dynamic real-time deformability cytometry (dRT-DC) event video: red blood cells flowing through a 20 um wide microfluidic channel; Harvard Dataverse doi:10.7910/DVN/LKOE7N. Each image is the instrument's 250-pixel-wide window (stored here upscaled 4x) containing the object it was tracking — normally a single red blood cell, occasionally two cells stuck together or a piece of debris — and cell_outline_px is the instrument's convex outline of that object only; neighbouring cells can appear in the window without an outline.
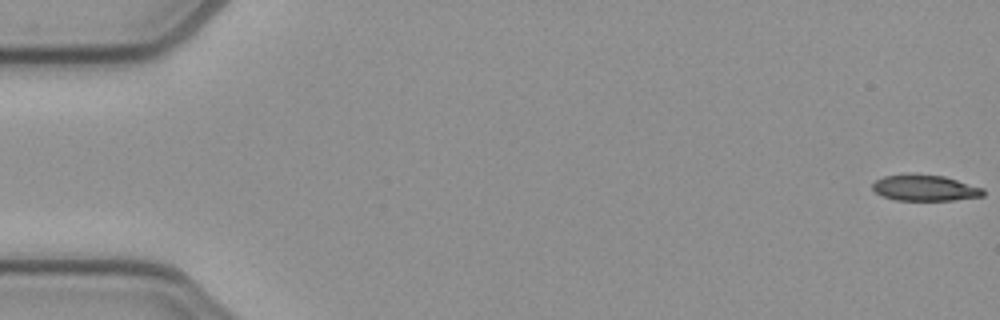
{"species": "common noctule bat (a hibernating species)", "species_latin": "Nyctalus noctula", "temperature_condition": "cold", "stored_images_in_passage": 53, "camera_frame_rate_fps": 3000, "um_per_image_px": 0.085, "animal": {"sex": "female", "body_mass_g": 21.9}, "frame": {"image": 1, "passage_image": 1, "time_ms": 0.0, "image_size_px": [1000, 320], "cell_outline_px": [[984, 196], [952, 200], [896, 200], [884, 196], [876, 192], [872, 188], [872, 184], [876, 180], [884, 176], [908, 172], [912, 172], [944, 176], [984, 188]], "centroid_in_image_um": [78.61, 15.94], "position_along_channel_um": 6.4, "area_um2": 17.05}}
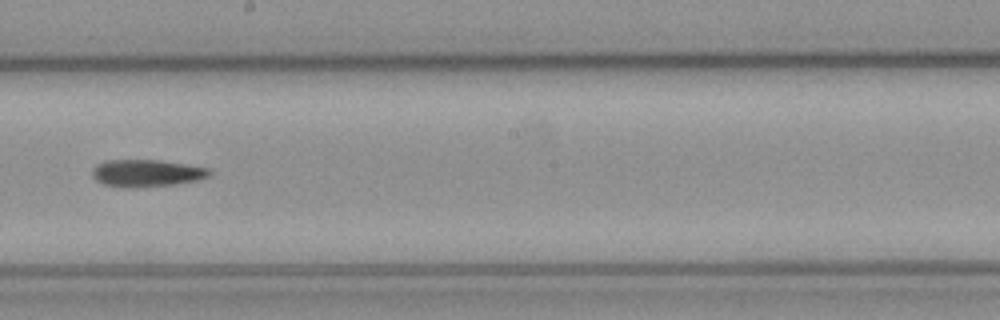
{"frame": {"image": 2, "passage_image": 30, "time_ms": 9.667, "image_size_px": [1000, 320], "cell_outline_px": [[212, 172], [208, 176], [196, 180], [172, 184], [136, 188], [124, 188], [104, 184], [96, 180], [92, 176], [92, 168], [96, 164], [104, 160], [160, 160], [208, 168]], "centroid_in_image_um": [12.39, 14.71], "position_along_channel_um": 235.8, "area_um2": 18.55}}
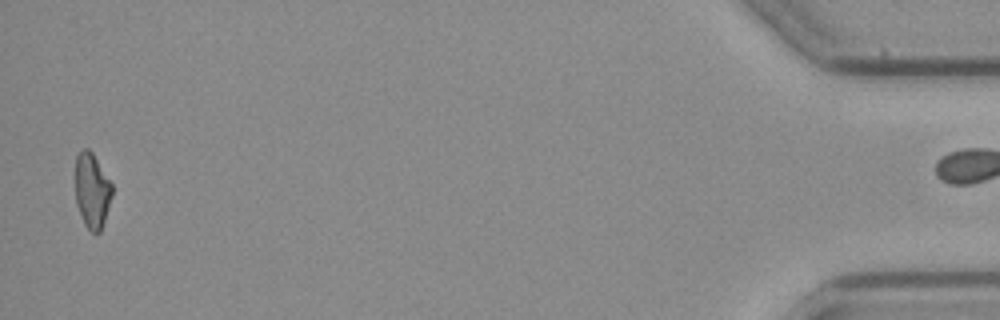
{"frame": {"image": 3, "passage_image": 52, "time_ms": 17.0, "image_size_px": [1000, 320], "cell_outline_px": [[112, 196], [100, 232], [92, 232], [84, 224], [76, 204], [76, 156], [84, 148], [88, 148], [92, 152], [112, 184]], "centroid_in_image_um": [7.82, 16.2], "position_along_channel_um": 427.4, "area_um2": 15.84}, "authors_computed_cell_mechanics": {"area_um2": 18.0336, "velocity_mm_per_s": 3.9205, "shape_relaxation_time_tau1_ms": 3.2661, "shape_relaxation_time_tau2_ms": null, "deformation_change_tau1": 0.1614, "deformation_change_tau2": null}}